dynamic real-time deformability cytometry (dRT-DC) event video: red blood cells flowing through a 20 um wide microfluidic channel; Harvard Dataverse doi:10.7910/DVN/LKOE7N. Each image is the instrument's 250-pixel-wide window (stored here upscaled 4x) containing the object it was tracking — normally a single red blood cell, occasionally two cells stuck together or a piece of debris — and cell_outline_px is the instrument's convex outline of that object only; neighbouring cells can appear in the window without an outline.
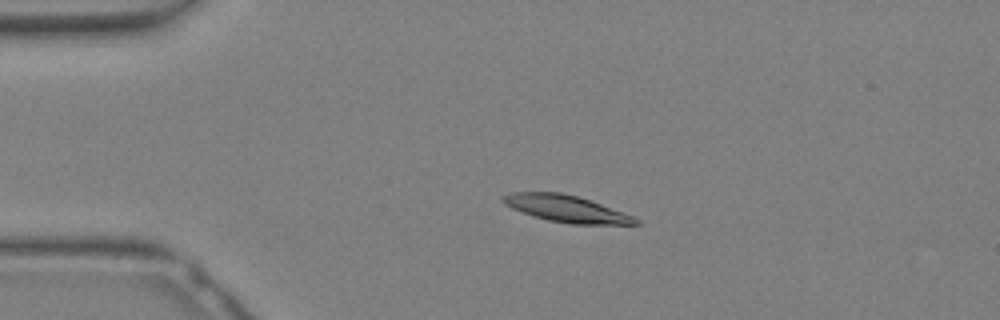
{"species": "Egyptian fruit bat (a non-hibernating species)", "species_latin": "Rousettus aegyptiacus", "temperature_condition": "warm", "stored_images_in_passage": 23, "camera_frame_rate_fps": 3000, "um_per_image_px": 0.085, "animal": {"sex": "female"}, "frame": {"image": 1, "passage_image": 7, "time_ms": 2.0, "image_size_px": [1000, 320], "cell_outline_px": [[640, 224], [572, 224], [548, 220], [512, 208], [504, 204], [500, 200], [500, 196], [512, 192], [560, 192], [576, 196], [600, 204], [632, 216], [640, 220]], "centroid_in_image_um": [48.08, 17.73], "position_along_channel_um": 36.9, "area_um2": 20.29}}
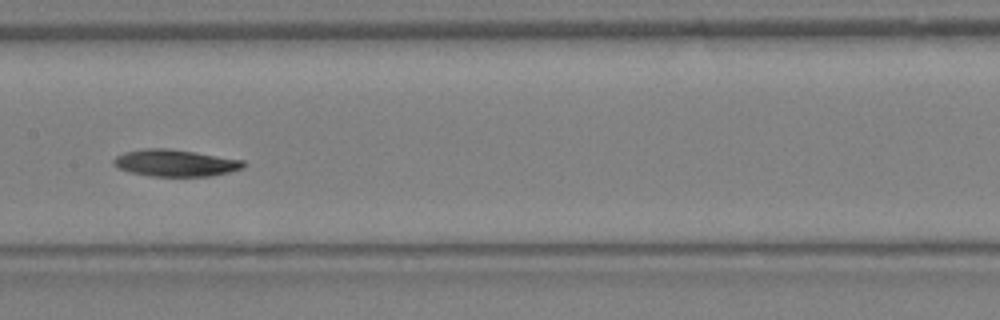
{"frame": {"image": 2, "passage_image": 16, "time_ms": 5.0, "image_size_px": [1000, 320], "cell_outline_px": [[248, 164], [244, 168], [228, 172], [208, 176], [148, 176], [132, 172], [120, 168], [112, 164], [112, 160], [116, 156], [124, 152], [144, 148], [168, 148], [196, 152], [244, 160]], "centroid_in_image_um": [14.92, 13.84], "position_along_channel_um": 192.5, "area_um2": 20.4}}
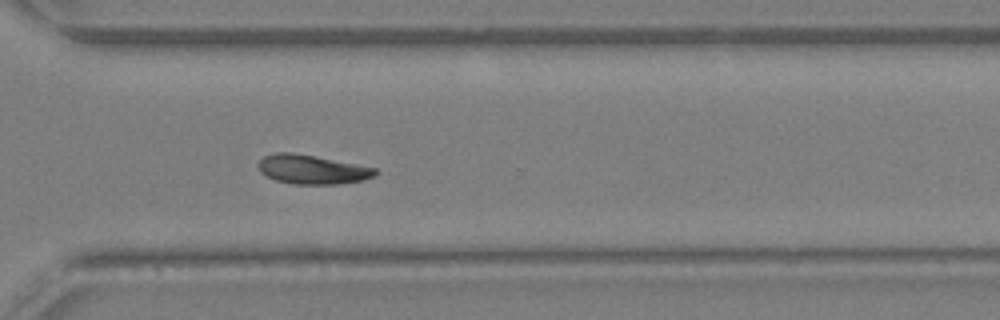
{"frame": {"image": 3, "passage_image": 23, "time_ms": 7.333, "image_size_px": [1000, 320], "cell_outline_px": [[380, 172], [376, 176], [364, 180], [336, 184], [292, 184], [276, 180], [260, 172], [256, 164], [264, 156], [276, 152], [292, 152], [376, 168]], "centroid_in_image_um": [26.53, 14.41], "position_along_channel_um": 344.1, "area_um2": 19.83}}